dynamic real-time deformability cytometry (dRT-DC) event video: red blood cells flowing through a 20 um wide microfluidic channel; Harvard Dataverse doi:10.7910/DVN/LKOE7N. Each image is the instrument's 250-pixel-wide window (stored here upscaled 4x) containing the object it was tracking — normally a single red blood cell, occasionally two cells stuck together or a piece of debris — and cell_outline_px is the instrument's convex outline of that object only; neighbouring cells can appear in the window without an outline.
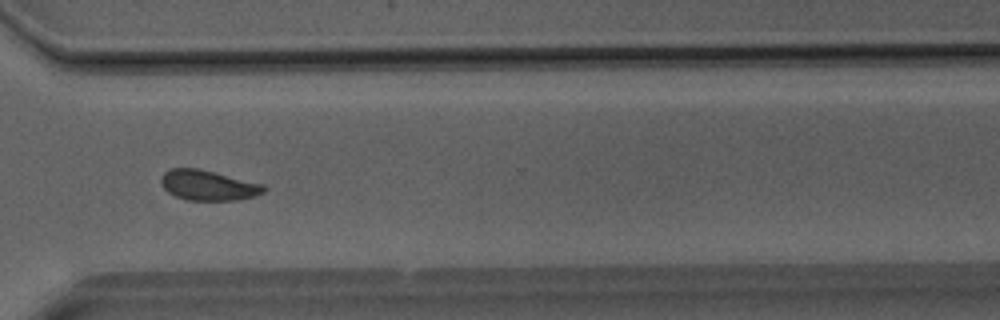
{"species": "Egyptian fruit bat (a non-hibernating species)", "species_latin": "Rousettus aegyptiacus", "temperature_condition": "room temperature", "stored_images_in_passage": 40, "camera_frame_rate_fps": 3000, "um_per_image_px": 0.085, "animal": {"sex": "male"}, "frame": {"image": 1, "passage_image": 29, "time_ms": 9.333, "image_size_px": [1000, 320], "cell_outline_px": [[268, 188], [264, 192], [256, 196], [236, 200], [188, 200], [176, 196], [168, 192], [160, 184], [160, 176], [164, 172], [172, 168], [200, 168], [264, 184]], "centroid_in_image_um": [17.71, 15.74], "position_along_channel_um": 352.9, "area_um2": 18.32}}
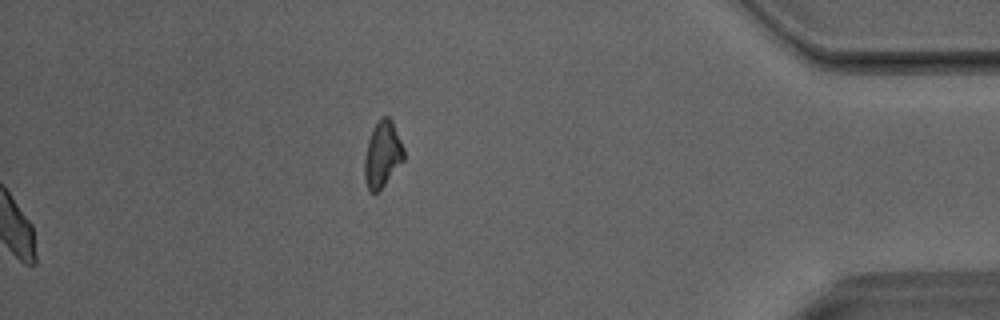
{"frame": {"image": 2, "passage_image": 40, "time_ms": 13.0, "image_size_px": [1000, 320], "cell_outline_px": [[404, 160], [384, 184], [376, 192], [368, 192], [364, 180], [364, 156], [368, 140], [372, 128], [384, 116], [388, 116], [392, 120], [404, 148]], "centroid_in_image_um": [32.49, 13.12], "position_along_channel_um": 402.7, "area_um2": 15.09}}